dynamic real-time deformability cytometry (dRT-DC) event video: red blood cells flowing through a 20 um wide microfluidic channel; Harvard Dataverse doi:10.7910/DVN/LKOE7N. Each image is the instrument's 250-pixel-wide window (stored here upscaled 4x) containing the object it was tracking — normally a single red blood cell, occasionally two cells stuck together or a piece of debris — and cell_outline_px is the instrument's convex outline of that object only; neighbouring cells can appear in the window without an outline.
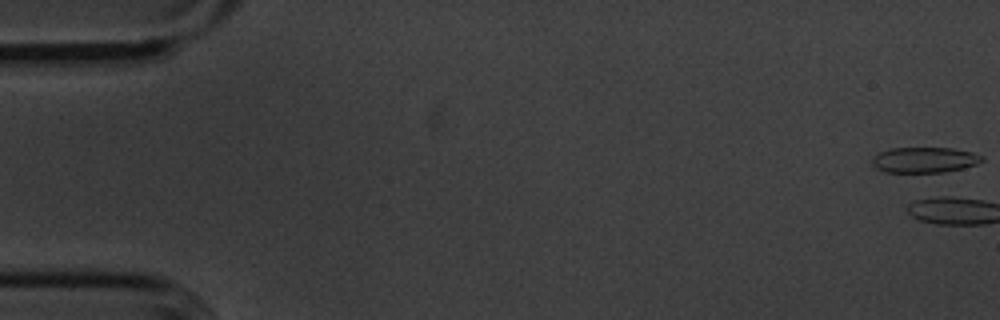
{"species": "common noctule bat (a hibernating species)", "species_latin": "Nyctalus noctula", "temperature_condition": "cold", "stored_images_in_passage": 3, "camera_frame_rate_fps": 3000, "um_per_image_px": 0.085, "animal": {"sex": "male", "body_mass_g": 20.1, "forearm_length_mm": 53.5}, "frame": {"image": 1, "passage_image": 1, "time_ms": 0.0, "image_size_px": [1000, 320], "cell_outline_px": [[984, 160], [976, 164], [964, 168], [944, 172], [884, 172], [876, 168], [872, 164], [872, 160], [880, 152], [888, 148], [952, 148], [972, 152], [984, 156]], "centroid_in_image_um": [78.6, 13.59], "position_along_channel_um": 6.4, "area_um2": 16.36}}